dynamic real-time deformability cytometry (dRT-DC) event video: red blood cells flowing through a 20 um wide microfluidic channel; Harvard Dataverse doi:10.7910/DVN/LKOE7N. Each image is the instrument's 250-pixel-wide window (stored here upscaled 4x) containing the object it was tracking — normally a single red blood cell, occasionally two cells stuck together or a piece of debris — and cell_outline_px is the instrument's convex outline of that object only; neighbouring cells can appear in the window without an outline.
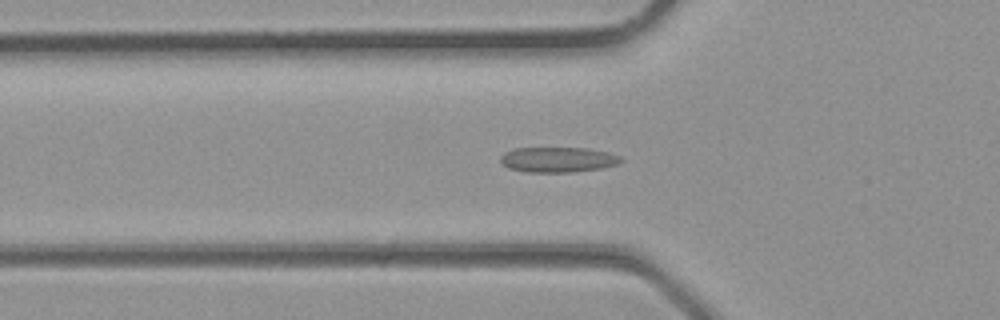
{"species": "common noctule bat (a hibernating species)", "species_latin": "Nyctalus noctula", "temperature_condition": "room temperature", "stored_images_in_passage": 24, "camera_frame_rate_fps": 3000, "um_per_image_px": 0.085, "animal": {"sex": "male", "body_mass_g": 23.1, "forearm_length_mm": 52.7}, "frame": {"image": 1, "passage_image": 4, "time_ms": 1.0, "image_size_px": [1000, 320], "cell_outline_px": [[624, 160], [616, 164], [600, 168], [572, 172], [524, 172], [508, 168], [500, 160], [500, 156], [504, 152], [512, 148], [588, 148], [608, 152], [620, 156]], "centroid_in_image_um": [47.39, 13.56], "position_along_channel_um": 78.4, "area_um2": 17.74}}
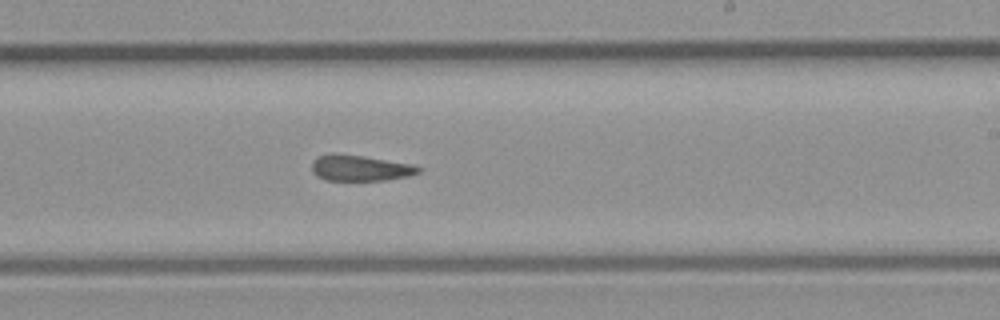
{"frame": {"image": 2, "passage_image": 13, "time_ms": 4.0, "image_size_px": [1000, 320], "cell_outline_px": [[424, 168], [420, 172], [408, 176], [384, 180], [324, 180], [316, 176], [312, 172], [312, 160], [316, 156], [332, 152], [336, 152], [364, 156], [412, 164]], "centroid_in_image_um": [30.57, 14.26], "position_along_channel_um": 258.4, "area_um2": 16.42}}
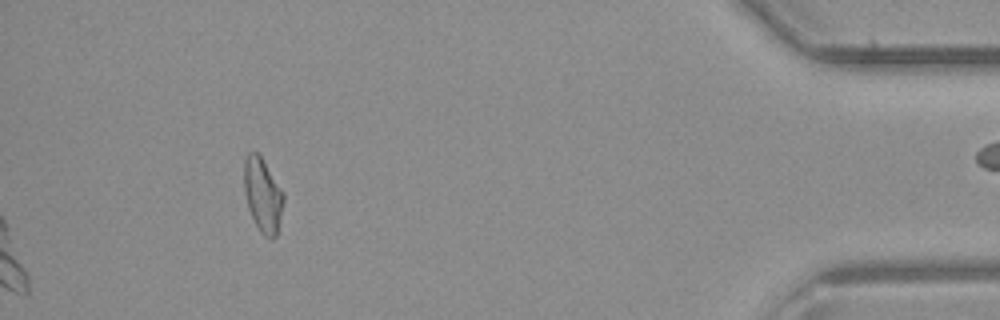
{"frame": {"image": 3, "passage_image": 24, "time_ms": 7.667, "image_size_px": [1000, 320], "cell_outline_px": [[284, 200], [276, 236], [264, 236], [260, 232], [248, 208], [244, 192], [244, 160], [248, 152], [256, 152], [260, 156], [284, 192]], "centroid_in_image_um": [22.32, 16.55], "position_along_channel_um": 412.9, "area_um2": 16.76}}